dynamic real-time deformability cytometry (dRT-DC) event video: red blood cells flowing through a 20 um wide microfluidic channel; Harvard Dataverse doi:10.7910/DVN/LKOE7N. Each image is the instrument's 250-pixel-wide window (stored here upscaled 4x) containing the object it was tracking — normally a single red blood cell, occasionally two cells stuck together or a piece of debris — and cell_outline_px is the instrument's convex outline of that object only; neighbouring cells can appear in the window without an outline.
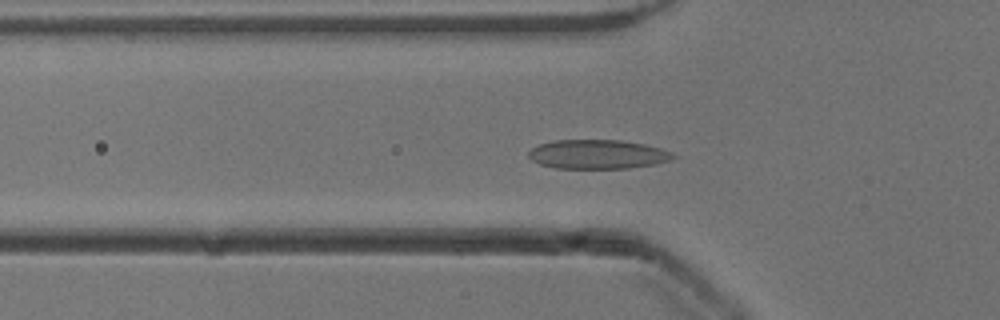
{"species": "common noctule bat (a hibernating species)", "species_latin": "Nyctalus noctula", "temperature_condition": "cold", "stored_images_in_passage": 53, "camera_frame_rate_fps": 3000, "um_per_image_px": 0.085, "animal": {"sex": "male", "body_mass_g": 13.3}, "frame": {"image": 1, "passage_image": 17, "time_ms": 5.333, "image_size_px": [1000, 320], "cell_outline_px": [[676, 156], [672, 160], [656, 164], [628, 168], [556, 168], [540, 164], [532, 160], [528, 156], [528, 152], [532, 148], [540, 144], [556, 140], [620, 140], [644, 144], [660, 148], [672, 152]], "centroid_in_image_um": [50.82, 13.12], "position_along_channel_um": 75.0, "area_um2": 24.51}}
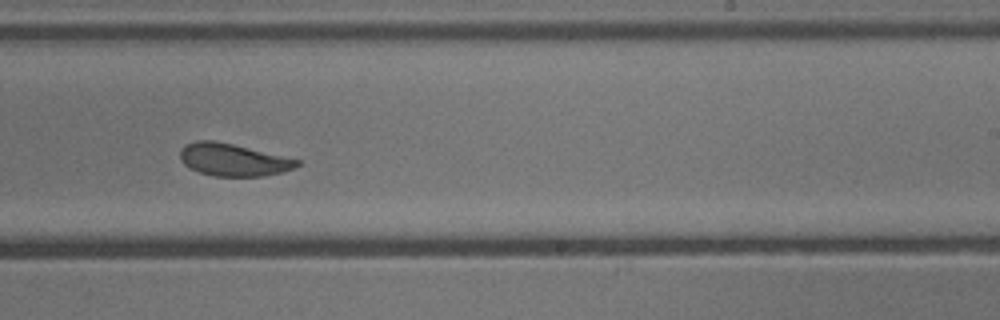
{"frame": {"image": 2, "passage_image": 32, "time_ms": 10.333, "image_size_px": [1000, 320], "cell_outline_px": [[304, 164], [284, 172], [264, 176], [212, 176], [188, 168], [180, 160], [180, 148], [196, 140], [216, 140], [300, 160]], "centroid_in_image_um": [19.83, 13.59], "position_along_channel_um": 269.2, "area_um2": 22.25}}
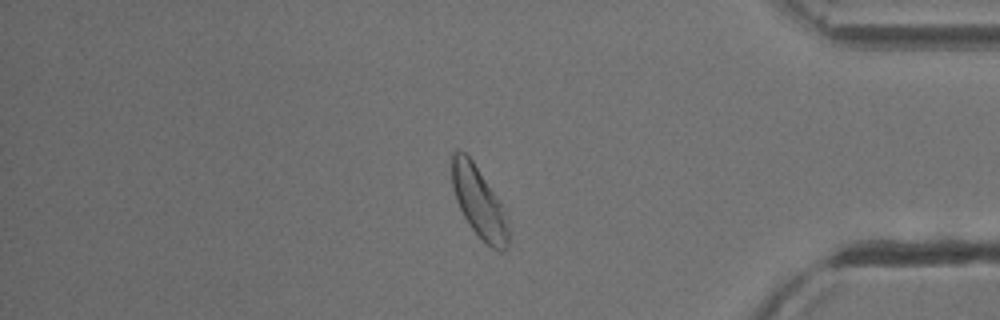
{"frame": {"image": 3, "passage_image": 44, "time_ms": 14.333, "image_size_px": [1000, 320], "cell_outline_px": [[508, 248], [504, 252], [500, 252], [492, 248], [468, 224], [456, 200], [452, 188], [452, 152], [456, 148], [460, 148], [472, 160], [504, 204], [508, 212]], "centroid_in_image_um": [40.75, 17.17], "position_along_channel_um": 394.5, "area_um2": 23.81}, "authors_computed_cell_mechanics": {"area_um2": 24.0448, "velocity_mm_per_s": 3.8731, "shape_relaxation_time_tau1_ms": 3.8614, "shape_relaxation_time_tau2_ms": 1.3303, "deformation_change_tau1": 0.1135, "deformation_change_tau2": 0.0642}}